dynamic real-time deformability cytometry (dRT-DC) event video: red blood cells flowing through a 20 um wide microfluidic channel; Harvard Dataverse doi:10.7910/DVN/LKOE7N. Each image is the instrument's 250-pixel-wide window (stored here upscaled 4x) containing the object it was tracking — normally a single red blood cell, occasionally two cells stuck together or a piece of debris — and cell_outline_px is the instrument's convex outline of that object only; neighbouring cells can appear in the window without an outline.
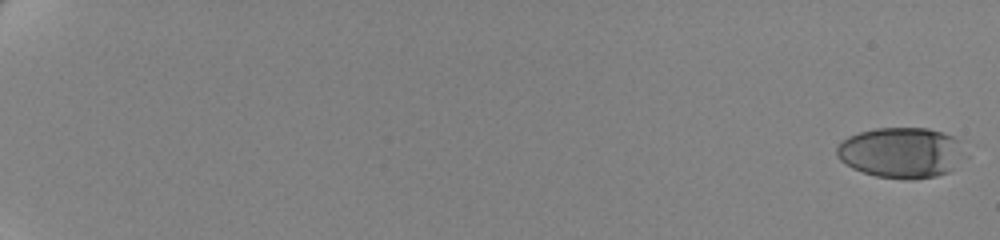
{"species": "human", "species_latin": "Homo sapiens", "temperature_condition": "cold", "stored_images_in_passage": 62, "camera_frame_rate_fps": 3000, "um_per_image_px": 0.085, "donor": {"sex": "female"}, "frame": {"image": 1, "passage_image": 1, "time_ms": 0.0, "image_size_px": [1000, 240], "cell_outline_px": [[960, 140], [952, 168], [948, 172], [936, 176], [912, 180], [904, 180], [876, 176], [852, 168], [840, 160], [836, 156], [836, 148], [848, 136], [860, 132], [876, 128], [928, 128], [944, 132]], "centroid_in_image_um": [76.49, 12.97], "position_along_channel_um": 8.5, "area_um2": 36.99}}
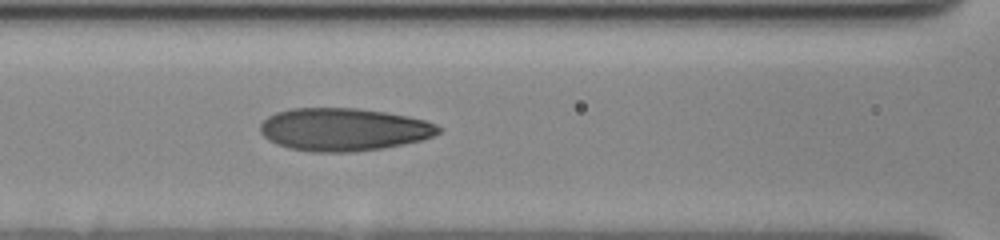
{"frame": {"image": 2, "passage_image": 32, "time_ms": 10.333, "image_size_px": [1000, 240], "cell_outline_px": [[444, 128], [440, 132], [432, 136], [420, 140], [404, 144], [384, 148], [352, 152], [312, 152], [288, 148], [276, 144], [268, 140], [260, 132], [260, 124], [268, 116], [276, 112], [292, 108], [356, 108], [384, 112], [408, 116], [424, 120], [436, 124]], "centroid_in_image_um": [29.2, 11.01], "position_along_channel_um": 137.4, "area_um2": 44.62}}
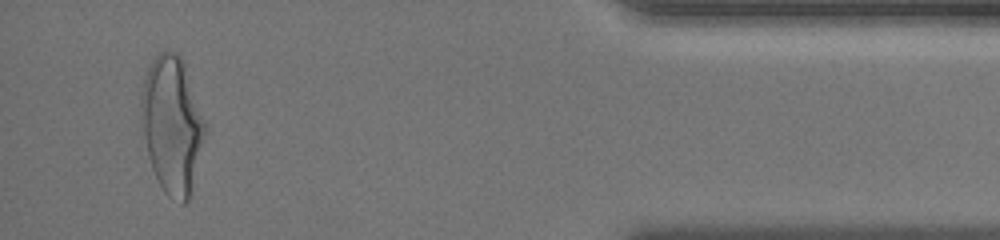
{"frame": {"image": 3, "passage_image": 60, "time_ms": 19.667, "image_size_px": [1000, 240], "cell_outline_px": [[208, 132], [188, 200], [184, 204], [168, 196], [164, 192], [156, 180], [148, 156], [144, 136], [140, 112], [140, 96], [144, 76], [152, 56], [156, 52], [176, 52], [180, 56], [184, 64], [208, 128]], "centroid_in_image_um": [14.62, 10.59], "position_along_channel_um": 420.6, "area_um2": 51.5}, "authors_computed_cell_mechanics": {"area_um2": 42.4252, "velocity_mm_per_s": 3.4879, "shape_relaxation_time_tau1_ms": 3.6599, "shape_relaxation_time_tau2_ms": 1.1946, "deformation_change_tau1": 0.1904, "deformation_change_tau2": 0.0841}}